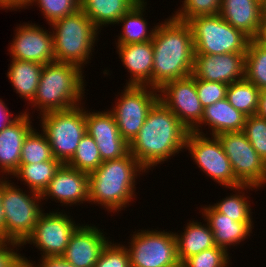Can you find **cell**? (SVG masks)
<instances>
[{"label": "cell", "instance_id": "cell-1", "mask_svg": "<svg viewBox=\"0 0 266 267\" xmlns=\"http://www.w3.org/2000/svg\"><path fill=\"white\" fill-rule=\"evenodd\" d=\"M188 133L174 113L158 100L138 135L129 144V152L148 172L183 151Z\"/></svg>", "mask_w": 266, "mask_h": 267}, {"label": "cell", "instance_id": "cell-2", "mask_svg": "<svg viewBox=\"0 0 266 267\" xmlns=\"http://www.w3.org/2000/svg\"><path fill=\"white\" fill-rule=\"evenodd\" d=\"M152 43V87L160 89L168 81L192 75L195 52L187 21L172 15L157 23Z\"/></svg>", "mask_w": 266, "mask_h": 267}, {"label": "cell", "instance_id": "cell-3", "mask_svg": "<svg viewBox=\"0 0 266 267\" xmlns=\"http://www.w3.org/2000/svg\"><path fill=\"white\" fill-rule=\"evenodd\" d=\"M147 171L129 152L123 158L107 160L89 174V204L118 212L136 198V179ZM133 199V200H132Z\"/></svg>", "mask_w": 266, "mask_h": 267}, {"label": "cell", "instance_id": "cell-4", "mask_svg": "<svg viewBox=\"0 0 266 267\" xmlns=\"http://www.w3.org/2000/svg\"><path fill=\"white\" fill-rule=\"evenodd\" d=\"M82 70L72 63L53 61L45 64L31 107L38 108L42 115L83 104L86 84Z\"/></svg>", "mask_w": 266, "mask_h": 267}, {"label": "cell", "instance_id": "cell-5", "mask_svg": "<svg viewBox=\"0 0 266 267\" xmlns=\"http://www.w3.org/2000/svg\"><path fill=\"white\" fill-rule=\"evenodd\" d=\"M48 25L52 29L55 61L72 63L82 69L90 63L100 30L81 9Z\"/></svg>", "mask_w": 266, "mask_h": 267}, {"label": "cell", "instance_id": "cell-6", "mask_svg": "<svg viewBox=\"0 0 266 267\" xmlns=\"http://www.w3.org/2000/svg\"><path fill=\"white\" fill-rule=\"evenodd\" d=\"M195 54L246 53L250 38L219 14L197 16L188 21Z\"/></svg>", "mask_w": 266, "mask_h": 267}, {"label": "cell", "instance_id": "cell-7", "mask_svg": "<svg viewBox=\"0 0 266 267\" xmlns=\"http://www.w3.org/2000/svg\"><path fill=\"white\" fill-rule=\"evenodd\" d=\"M8 179L9 177H5L2 196L5 240L23 244L32 234L40 214L45 210H42L40 193L31 190L23 192Z\"/></svg>", "mask_w": 266, "mask_h": 267}, {"label": "cell", "instance_id": "cell-8", "mask_svg": "<svg viewBox=\"0 0 266 267\" xmlns=\"http://www.w3.org/2000/svg\"><path fill=\"white\" fill-rule=\"evenodd\" d=\"M84 104L68 110L39 115L40 127L49 140L55 159L67 163L75 154L80 140L87 133Z\"/></svg>", "mask_w": 266, "mask_h": 267}, {"label": "cell", "instance_id": "cell-9", "mask_svg": "<svg viewBox=\"0 0 266 267\" xmlns=\"http://www.w3.org/2000/svg\"><path fill=\"white\" fill-rule=\"evenodd\" d=\"M123 90L110 111L122 138L130 144L144 125L149 111L159 100V90L150 86L134 85H126Z\"/></svg>", "mask_w": 266, "mask_h": 267}, {"label": "cell", "instance_id": "cell-10", "mask_svg": "<svg viewBox=\"0 0 266 267\" xmlns=\"http://www.w3.org/2000/svg\"><path fill=\"white\" fill-rule=\"evenodd\" d=\"M189 131L185 151L188 150L201 171L214 182L226 188L242 185L232 171L230 161L225 154L221 141L217 136H207Z\"/></svg>", "mask_w": 266, "mask_h": 267}, {"label": "cell", "instance_id": "cell-11", "mask_svg": "<svg viewBox=\"0 0 266 267\" xmlns=\"http://www.w3.org/2000/svg\"><path fill=\"white\" fill-rule=\"evenodd\" d=\"M130 241L131 267H166L179 261L174 232L138 230Z\"/></svg>", "mask_w": 266, "mask_h": 267}, {"label": "cell", "instance_id": "cell-12", "mask_svg": "<svg viewBox=\"0 0 266 267\" xmlns=\"http://www.w3.org/2000/svg\"><path fill=\"white\" fill-rule=\"evenodd\" d=\"M222 143L235 178L242 185L259 188L266 184V162L252 147L245 134L225 132L217 136Z\"/></svg>", "mask_w": 266, "mask_h": 267}, {"label": "cell", "instance_id": "cell-13", "mask_svg": "<svg viewBox=\"0 0 266 267\" xmlns=\"http://www.w3.org/2000/svg\"><path fill=\"white\" fill-rule=\"evenodd\" d=\"M72 216L63 211L42 212L32 234L22 245L27 243L40 250L41 257L62 255L67 248L74 231L80 226Z\"/></svg>", "mask_w": 266, "mask_h": 267}, {"label": "cell", "instance_id": "cell-14", "mask_svg": "<svg viewBox=\"0 0 266 267\" xmlns=\"http://www.w3.org/2000/svg\"><path fill=\"white\" fill-rule=\"evenodd\" d=\"M159 90V100L166 105L178 120L192 131L203 117L193 75L166 82Z\"/></svg>", "mask_w": 266, "mask_h": 267}, {"label": "cell", "instance_id": "cell-15", "mask_svg": "<svg viewBox=\"0 0 266 267\" xmlns=\"http://www.w3.org/2000/svg\"><path fill=\"white\" fill-rule=\"evenodd\" d=\"M16 28L8 49L11 59L33 61L42 65L55 61L52 32L29 22L19 24Z\"/></svg>", "mask_w": 266, "mask_h": 267}, {"label": "cell", "instance_id": "cell-16", "mask_svg": "<svg viewBox=\"0 0 266 267\" xmlns=\"http://www.w3.org/2000/svg\"><path fill=\"white\" fill-rule=\"evenodd\" d=\"M86 132L94 139L102 162L123 158L129 153V144L122 138L113 113L85 110Z\"/></svg>", "mask_w": 266, "mask_h": 267}, {"label": "cell", "instance_id": "cell-17", "mask_svg": "<svg viewBox=\"0 0 266 267\" xmlns=\"http://www.w3.org/2000/svg\"><path fill=\"white\" fill-rule=\"evenodd\" d=\"M246 53L195 54L192 75L197 79L231 84L245 79Z\"/></svg>", "mask_w": 266, "mask_h": 267}, {"label": "cell", "instance_id": "cell-18", "mask_svg": "<svg viewBox=\"0 0 266 267\" xmlns=\"http://www.w3.org/2000/svg\"><path fill=\"white\" fill-rule=\"evenodd\" d=\"M53 199L61 206L89 203V174L63 163L41 194V199Z\"/></svg>", "mask_w": 266, "mask_h": 267}, {"label": "cell", "instance_id": "cell-19", "mask_svg": "<svg viewBox=\"0 0 266 267\" xmlns=\"http://www.w3.org/2000/svg\"><path fill=\"white\" fill-rule=\"evenodd\" d=\"M219 15L251 40L266 27V0H221Z\"/></svg>", "mask_w": 266, "mask_h": 267}, {"label": "cell", "instance_id": "cell-20", "mask_svg": "<svg viewBox=\"0 0 266 267\" xmlns=\"http://www.w3.org/2000/svg\"><path fill=\"white\" fill-rule=\"evenodd\" d=\"M108 239L97 226L82 224L72 234L62 256L75 267H94Z\"/></svg>", "mask_w": 266, "mask_h": 267}, {"label": "cell", "instance_id": "cell-21", "mask_svg": "<svg viewBox=\"0 0 266 267\" xmlns=\"http://www.w3.org/2000/svg\"><path fill=\"white\" fill-rule=\"evenodd\" d=\"M26 109L19 118L0 132V173L2 177L13 175L20 166L22 145L34 128L30 112Z\"/></svg>", "mask_w": 266, "mask_h": 267}, {"label": "cell", "instance_id": "cell-22", "mask_svg": "<svg viewBox=\"0 0 266 267\" xmlns=\"http://www.w3.org/2000/svg\"><path fill=\"white\" fill-rule=\"evenodd\" d=\"M117 53L130 73L126 85L152 87L153 43L117 44Z\"/></svg>", "mask_w": 266, "mask_h": 267}, {"label": "cell", "instance_id": "cell-23", "mask_svg": "<svg viewBox=\"0 0 266 267\" xmlns=\"http://www.w3.org/2000/svg\"><path fill=\"white\" fill-rule=\"evenodd\" d=\"M202 218L207 222L213 232L214 244L229 252L231 246H237L248 239L254 229L253 222H236L232 218L219 213L212 205L201 208ZM229 247V248H228Z\"/></svg>", "mask_w": 266, "mask_h": 267}, {"label": "cell", "instance_id": "cell-24", "mask_svg": "<svg viewBox=\"0 0 266 267\" xmlns=\"http://www.w3.org/2000/svg\"><path fill=\"white\" fill-rule=\"evenodd\" d=\"M246 118V115L231 106L228 99L225 98L206 106L201 122L192 131L205 135L202 126L208 125L211 136H218L225 132H241Z\"/></svg>", "mask_w": 266, "mask_h": 267}, {"label": "cell", "instance_id": "cell-25", "mask_svg": "<svg viewBox=\"0 0 266 267\" xmlns=\"http://www.w3.org/2000/svg\"><path fill=\"white\" fill-rule=\"evenodd\" d=\"M140 0H80V9L101 32L104 26L115 25Z\"/></svg>", "mask_w": 266, "mask_h": 267}, {"label": "cell", "instance_id": "cell-26", "mask_svg": "<svg viewBox=\"0 0 266 267\" xmlns=\"http://www.w3.org/2000/svg\"><path fill=\"white\" fill-rule=\"evenodd\" d=\"M7 77L19 97L31 103L36 95L43 66L33 61L12 59Z\"/></svg>", "mask_w": 266, "mask_h": 267}, {"label": "cell", "instance_id": "cell-27", "mask_svg": "<svg viewBox=\"0 0 266 267\" xmlns=\"http://www.w3.org/2000/svg\"><path fill=\"white\" fill-rule=\"evenodd\" d=\"M183 231L179 235L174 232L178 258L183 262L190 256L215 246L213 232L207 222L202 224L190 220Z\"/></svg>", "mask_w": 266, "mask_h": 267}, {"label": "cell", "instance_id": "cell-28", "mask_svg": "<svg viewBox=\"0 0 266 267\" xmlns=\"http://www.w3.org/2000/svg\"><path fill=\"white\" fill-rule=\"evenodd\" d=\"M146 5L147 2L145 0H140L119 19L117 24H122L123 28L121 29L123 31L120 36L118 35V40L115 44L144 43L153 39L157 25L153 26L151 30H147L149 29L148 23L146 18L144 19L145 14H143L146 10Z\"/></svg>", "mask_w": 266, "mask_h": 267}, {"label": "cell", "instance_id": "cell-29", "mask_svg": "<svg viewBox=\"0 0 266 267\" xmlns=\"http://www.w3.org/2000/svg\"><path fill=\"white\" fill-rule=\"evenodd\" d=\"M63 163L58 159L33 164H20L12 175L26 185L29 190L42 194L50 180Z\"/></svg>", "mask_w": 266, "mask_h": 267}, {"label": "cell", "instance_id": "cell-30", "mask_svg": "<svg viewBox=\"0 0 266 267\" xmlns=\"http://www.w3.org/2000/svg\"><path fill=\"white\" fill-rule=\"evenodd\" d=\"M253 188V189H252ZM234 194H230L226 198L214 203L212 205L219 213L226 215L229 218H232L236 222H253L252 220V208L249 196H245V191L247 189H251L252 191L255 189H260L259 187L253 185H240L237 187L229 188ZM235 190V191H234ZM238 192H237V191ZM240 191V192H239Z\"/></svg>", "mask_w": 266, "mask_h": 267}, {"label": "cell", "instance_id": "cell-31", "mask_svg": "<svg viewBox=\"0 0 266 267\" xmlns=\"http://www.w3.org/2000/svg\"><path fill=\"white\" fill-rule=\"evenodd\" d=\"M261 90L246 79L228 85L226 98L231 106L244 115H256Z\"/></svg>", "mask_w": 266, "mask_h": 267}, {"label": "cell", "instance_id": "cell-32", "mask_svg": "<svg viewBox=\"0 0 266 267\" xmlns=\"http://www.w3.org/2000/svg\"><path fill=\"white\" fill-rule=\"evenodd\" d=\"M245 79L261 91L266 90V44L250 40L245 56Z\"/></svg>", "mask_w": 266, "mask_h": 267}, {"label": "cell", "instance_id": "cell-33", "mask_svg": "<svg viewBox=\"0 0 266 267\" xmlns=\"http://www.w3.org/2000/svg\"><path fill=\"white\" fill-rule=\"evenodd\" d=\"M55 159L49 140L41 131L33 128L25 137L20 157V164H33Z\"/></svg>", "mask_w": 266, "mask_h": 267}, {"label": "cell", "instance_id": "cell-34", "mask_svg": "<svg viewBox=\"0 0 266 267\" xmlns=\"http://www.w3.org/2000/svg\"><path fill=\"white\" fill-rule=\"evenodd\" d=\"M101 163L102 159L97 144L94 139L86 133L80 140L75 154L66 164L79 171L90 174L95 171Z\"/></svg>", "mask_w": 266, "mask_h": 267}, {"label": "cell", "instance_id": "cell-35", "mask_svg": "<svg viewBox=\"0 0 266 267\" xmlns=\"http://www.w3.org/2000/svg\"><path fill=\"white\" fill-rule=\"evenodd\" d=\"M34 4L41 9L49 24L80 9V0H31L27 8Z\"/></svg>", "mask_w": 266, "mask_h": 267}, {"label": "cell", "instance_id": "cell-36", "mask_svg": "<svg viewBox=\"0 0 266 267\" xmlns=\"http://www.w3.org/2000/svg\"><path fill=\"white\" fill-rule=\"evenodd\" d=\"M181 7L173 16L182 21H189L197 16L217 15L220 12L221 0H183Z\"/></svg>", "mask_w": 266, "mask_h": 267}, {"label": "cell", "instance_id": "cell-37", "mask_svg": "<svg viewBox=\"0 0 266 267\" xmlns=\"http://www.w3.org/2000/svg\"><path fill=\"white\" fill-rule=\"evenodd\" d=\"M242 132L258 155L266 162V119L258 115L248 116Z\"/></svg>", "mask_w": 266, "mask_h": 267}, {"label": "cell", "instance_id": "cell-38", "mask_svg": "<svg viewBox=\"0 0 266 267\" xmlns=\"http://www.w3.org/2000/svg\"><path fill=\"white\" fill-rule=\"evenodd\" d=\"M229 254L225 249L215 245L190 256L184 263L186 267H229L231 263Z\"/></svg>", "mask_w": 266, "mask_h": 267}, {"label": "cell", "instance_id": "cell-39", "mask_svg": "<svg viewBox=\"0 0 266 267\" xmlns=\"http://www.w3.org/2000/svg\"><path fill=\"white\" fill-rule=\"evenodd\" d=\"M94 267H131L130 253L126 245L109 241Z\"/></svg>", "mask_w": 266, "mask_h": 267}, {"label": "cell", "instance_id": "cell-40", "mask_svg": "<svg viewBox=\"0 0 266 267\" xmlns=\"http://www.w3.org/2000/svg\"><path fill=\"white\" fill-rule=\"evenodd\" d=\"M195 86L203 108L226 98L228 84L201 80L195 77Z\"/></svg>", "mask_w": 266, "mask_h": 267}, {"label": "cell", "instance_id": "cell-41", "mask_svg": "<svg viewBox=\"0 0 266 267\" xmlns=\"http://www.w3.org/2000/svg\"><path fill=\"white\" fill-rule=\"evenodd\" d=\"M21 246L15 241L0 240V267H17L23 261L22 254L17 250Z\"/></svg>", "mask_w": 266, "mask_h": 267}, {"label": "cell", "instance_id": "cell-42", "mask_svg": "<svg viewBox=\"0 0 266 267\" xmlns=\"http://www.w3.org/2000/svg\"><path fill=\"white\" fill-rule=\"evenodd\" d=\"M40 262L36 264V262L32 260H28L27 257L23 255V260L29 263H32L34 267H75L71 265L62 255L55 256H43L40 257ZM37 265V266H36Z\"/></svg>", "mask_w": 266, "mask_h": 267}, {"label": "cell", "instance_id": "cell-43", "mask_svg": "<svg viewBox=\"0 0 266 267\" xmlns=\"http://www.w3.org/2000/svg\"><path fill=\"white\" fill-rule=\"evenodd\" d=\"M8 109L9 108L4 103V101L0 99V132L7 126L15 122L19 118V116L23 113L21 112L19 113L18 116L16 115L13 117V114Z\"/></svg>", "mask_w": 266, "mask_h": 267}, {"label": "cell", "instance_id": "cell-44", "mask_svg": "<svg viewBox=\"0 0 266 267\" xmlns=\"http://www.w3.org/2000/svg\"><path fill=\"white\" fill-rule=\"evenodd\" d=\"M31 0H0V9L14 10L26 9Z\"/></svg>", "mask_w": 266, "mask_h": 267}, {"label": "cell", "instance_id": "cell-45", "mask_svg": "<svg viewBox=\"0 0 266 267\" xmlns=\"http://www.w3.org/2000/svg\"><path fill=\"white\" fill-rule=\"evenodd\" d=\"M5 187V176L0 178V240H5V216L3 210V189Z\"/></svg>", "mask_w": 266, "mask_h": 267}, {"label": "cell", "instance_id": "cell-46", "mask_svg": "<svg viewBox=\"0 0 266 267\" xmlns=\"http://www.w3.org/2000/svg\"><path fill=\"white\" fill-rule=\"evenodd\" d=\"M256 115L266 119V90L260 92L259 106Z\"/></svg>", "mask_w": 266, "mask_h": 267}, {"label": "cell", "instance_id": "cell-47", "mask_svg": "<svg viewBox=\"0 0 266 267\" xmlns=\"http://www.w3.org/2000/svg\"><path fill=\"white\" fill-rule=\"evenodd\" d=\"M166 267H186V265L183 261L179 260L176 263L166 266Z\"/></svg>", "mask_w": 266, "mask_h": 267}, {"label": "cell", "instance_id": "cell-48", "mask_svg": "<svg viewBox=\"0 0 266 267\" xmlns=\"http://www.w3.org/2000/svg\"><path fill=\"white\" fill-rule=\"evenodd\" d=\"M17 267H34V265L23 260Z\"/></svg>", "mask_w": 266, "mask_h": 267}, {"label": "cell", "instance_id": "cell-49", "mask_svg": "<svg viewBox=\"0 0 266 267\" xmlns=\"http://www.w3.org/2000/svg\"><path fill=\"white\" fill-rule=\"evenodd\" d=\"M260 39L266 44V29H264Z\"/></svg>", "mask_w": 266, "mask_h": 267}]
</instances>
